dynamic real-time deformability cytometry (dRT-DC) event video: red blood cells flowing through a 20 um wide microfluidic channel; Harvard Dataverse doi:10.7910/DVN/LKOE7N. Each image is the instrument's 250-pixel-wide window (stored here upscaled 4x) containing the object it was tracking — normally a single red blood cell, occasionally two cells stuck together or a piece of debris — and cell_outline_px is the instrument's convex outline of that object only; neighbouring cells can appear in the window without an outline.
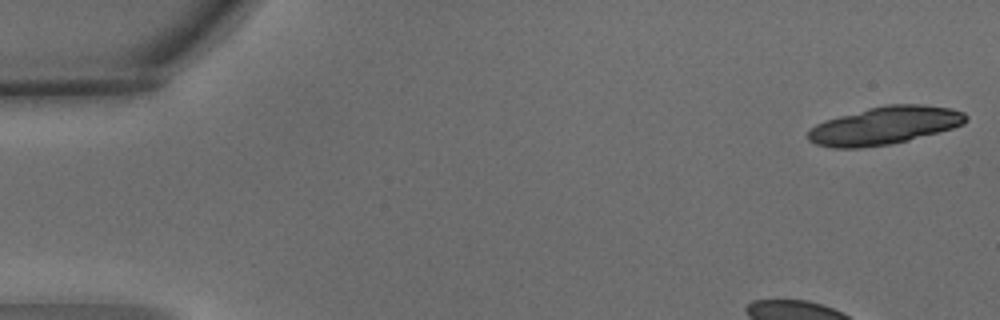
{"species": "common noctule bat (a hibernating species)", "species_latin": "Nyctalus noctula", "temperature_condition": "warm", "stored_images_in_passage": 6, "camera_frame_rate_fps": 3000, "um_per_image_px": 0.085, "animal": {"sex": "male", "body_mass_g": 15.6}, "frame": {"image": 1, "passage_image": 1, "time_ms": 0.0, "image_size_px": [1000, 320], "cell_outline_px": [[968, 120], [964, 124], [952, 128], [908, 140], [892, 144], [860, 148], [832, 148], [816, 144], [808, 140], [808, 132], [816, 124], [824, 120], [868, 108], [888, 104], [924, 104], [952, 108], [964, 112], [968, 116]], "centroid_in_image_um": [75.21, 10.67], "position_along_channel_um": 9.8, "area_um2": 34.91}}
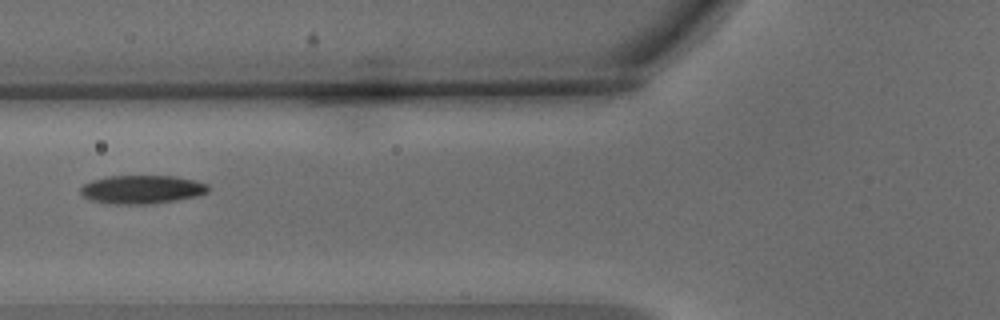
{"frame": {"image": 2, "passage_image": 6, "time_ms": 1.667, "image_size_px": [1000, 320], "cell_outline_px": [[212, 188], [208, 192], [200, 196], [152, 204], [112, 204], [92, 200], [84, 196], [80, 192], [80, 188], [84, 184], [92, 180], [108, 176], [176, 176], [196, 180], [208, 184]], "centroid_in_image_um": [12.13, 16.1], "position_along_channel_um": 113.7, "area_um2": 21.44}}